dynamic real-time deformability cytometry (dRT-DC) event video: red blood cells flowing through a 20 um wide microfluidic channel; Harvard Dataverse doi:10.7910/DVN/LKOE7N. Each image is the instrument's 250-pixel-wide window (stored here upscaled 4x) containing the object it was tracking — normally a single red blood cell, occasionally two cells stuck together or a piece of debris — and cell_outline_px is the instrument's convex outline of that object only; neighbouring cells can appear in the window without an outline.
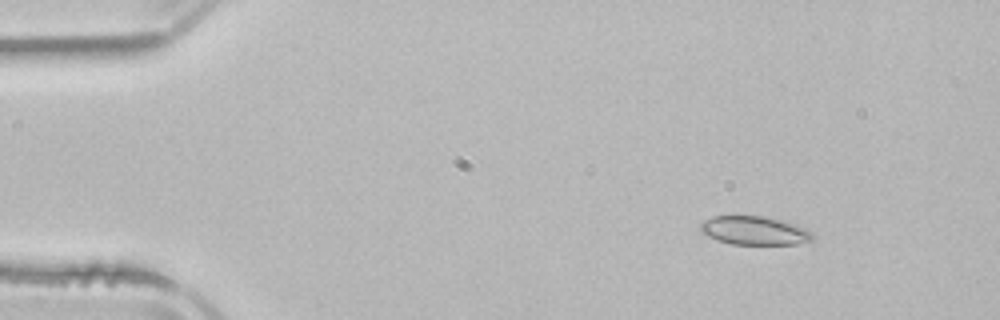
{"species": "common noctule bat (a hibernating species)", "species_latin": "Nyctalus noctula", "temperature_condition": "room temperature", "stored_images_in_passage": 2, "camera_frame_rate_fps": 3000, "um_per_image_px": 0.085, "animal": {"sex": "male", "body_mass_g": 21.5, "forearm_length_mm": 52.0}, "frame": {"image": 1, "passage_image": 1, "time_ms": 0.0, "image_size_px": [1000, 320], "cell_outline_px": [[816, 236], [812, 240], [796, 244], [732, 244], [716, 240], [700, 232], [700, 224], [704, 220], [712, 216], [764, 216], [780, 220], [804, 228], [812, 232]], "centroid_in_image_um": [64.1, 19.6], "position_along_channel_um": 20.9, "area_um2": 18.67}}
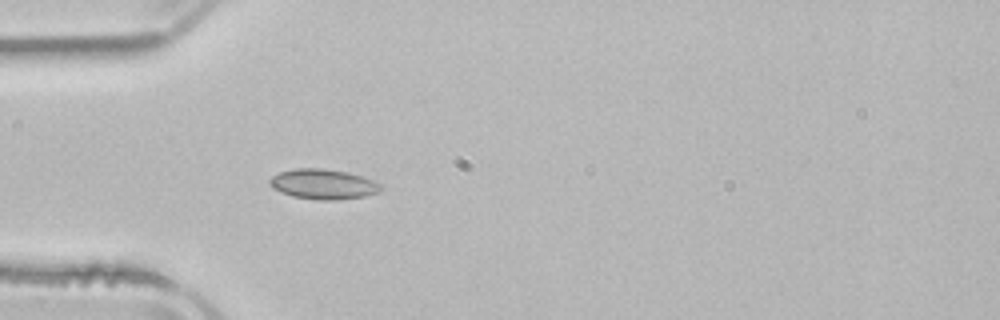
{"frame": {"image": 2, "passage_image": 2, "time_ms": 3.0, "image_size_px": [1000, 320], "cell_outline_px": [[384, 188], [380, 192], [364, 196], [336, 200], [320, 200], [292, 196], [280, 192], [272, 188], [268, 184], [268, 180], [272, 176], [280, 172], [296, 168], [320, 168], [348, 172], [372, 180], [380, 184]], "centroid_in_image_um": [27.45, 15.65], "position_along_channel_um": 57.5, "area_um2": 19.54}}